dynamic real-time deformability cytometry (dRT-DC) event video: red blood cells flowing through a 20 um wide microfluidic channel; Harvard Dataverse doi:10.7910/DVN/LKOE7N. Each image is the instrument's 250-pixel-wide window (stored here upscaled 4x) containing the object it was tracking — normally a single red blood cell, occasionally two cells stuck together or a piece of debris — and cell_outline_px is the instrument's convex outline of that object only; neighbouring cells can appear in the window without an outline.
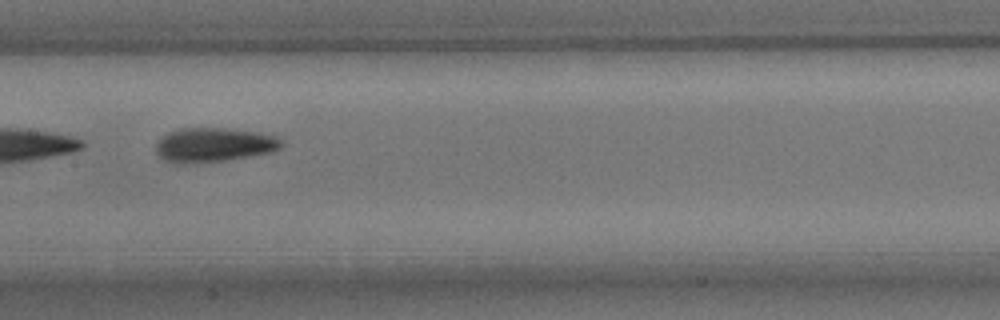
{"species": "common noctule bat (a hibernating species)", "species_latin": "Nyctalus noctula", "temperature_condition": "room temperature", "stored_images_in_passage": 8, "camera_frame_rate_fps": 3000, "um_per_image_px": 0.085, "animal": {"sex": "male", "body_mass_g": 15.6}, "frame": {"image": 1, "passage_image": 8, "time_ms": 8.333, "image_size_px": [1000, 320], "cell_outline_px": [[284, 144], [280, 148], [272, 152], [228, 160], [180, 164], [176, 164], [164, 160], [156, 152], [156, 144], [160, 136], [168, 132], [180, 128], [224, 128], [260, 132], [276, 136], [284, 140]], "centroid_in_image_um": [18.18, 12.31], "position_along_channel_um": 189.2, "area_um2": 25.43}}